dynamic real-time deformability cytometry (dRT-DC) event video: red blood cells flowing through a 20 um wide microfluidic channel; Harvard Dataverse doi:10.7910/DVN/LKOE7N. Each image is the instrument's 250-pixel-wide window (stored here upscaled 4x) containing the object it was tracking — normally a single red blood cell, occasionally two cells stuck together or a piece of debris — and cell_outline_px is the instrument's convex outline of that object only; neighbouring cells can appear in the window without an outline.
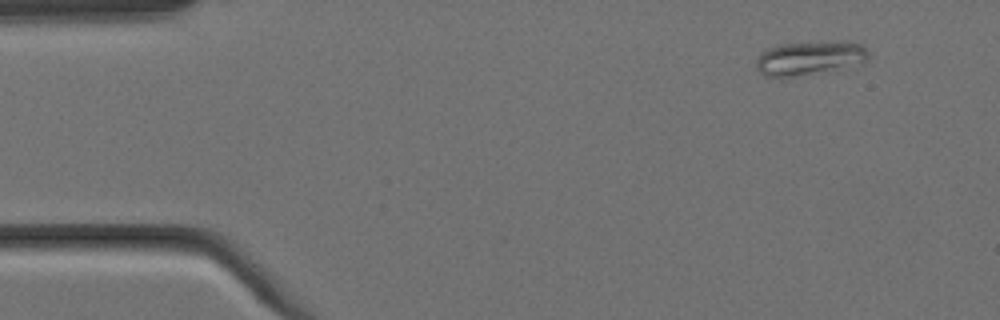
{"species": "Egyptian fruit bat (a non-hibernating species)", "species_latin": "Rousettus aegyptiacus", "temperature_condition": "cold", "stored_images_in_passage": 4, "camera_frame_rate_fps": 3000, "um_per_image_px": 0.085, "animal": {"sex": "female"}, "frame": {"image": 1, "passage_image": 1, "time_ms": 0.0, "image_size_px": [1000, 320], "cell_outline_px": [[868, 60], [864, 64], [792, 76], [764, 76], [756, 68], [756, 60], [760, 52], [776, 44], [840, 40], [852, 40], [860, 44], [868, 52]], "centroid_in_image_um": [68.85, 4.89], "position_along_channel_um": 16.2, "area_um2": 22.48}}